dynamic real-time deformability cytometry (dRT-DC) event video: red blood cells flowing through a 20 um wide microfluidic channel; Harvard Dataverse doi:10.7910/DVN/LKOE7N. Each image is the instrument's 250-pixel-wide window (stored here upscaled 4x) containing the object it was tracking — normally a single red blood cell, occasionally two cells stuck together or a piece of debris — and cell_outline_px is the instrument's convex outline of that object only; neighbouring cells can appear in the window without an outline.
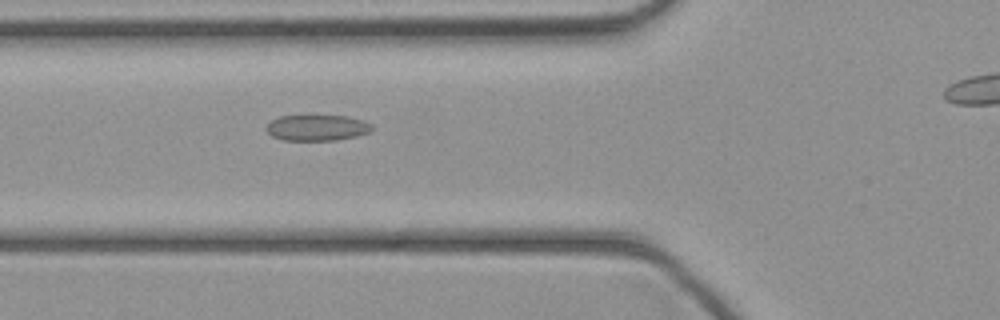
{"species": "common noctule bat (a hibernating species)", "species_latin": "Nyctalus noctula", "temperature_condition": "cold", "stored_images_in_passage": 39, "camera_frame_rate_fps": 3000, "um_per_image_px": 0.085, "animal": {"sex": "female", "body_mass_g": 21.9}, "frame": {"image": 1, "passage_image": 16, "time_ms": 5.0, "image_size_px": [1000, 320], "cell_outline_px": [[376, 128], [372, 132], [356, 136], [336, 140], [284, 140], [272, 136], [268, 132], [268, 124], [272, 120], [280, 116], [348, 116], [364, 120], [372, 124]], "centroid_in_image_um": [27.05, 10.86], "position_along_channel_um": 98.8, "area_um2": 15.95}}
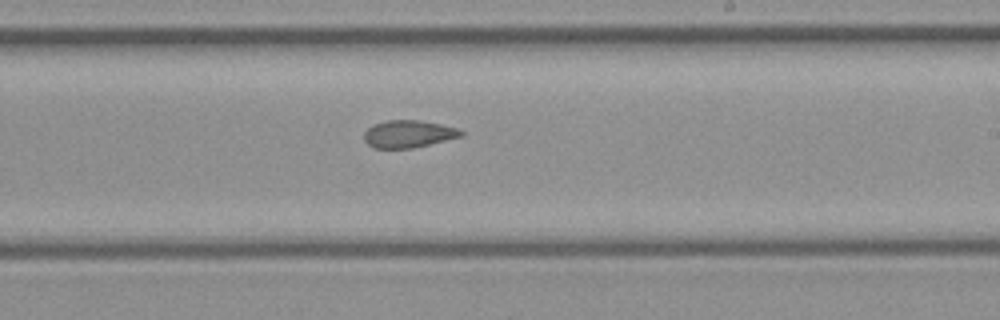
{"frame": {"image": 2, "passage_image": 26, "time_ms": 8.333, "image_size_px": [1000, 320], "cell_outline_px": [[464, 136], [412, 148], [372, 148], [364, 140], [364, 132], [372, 124], [384, 120], [420, 120], [460, 128], [464, 132]], "centroid_in_image_um": [34.72, 11.37], "position_along_channel_um": 254.3, "area_um2": 15.66}}
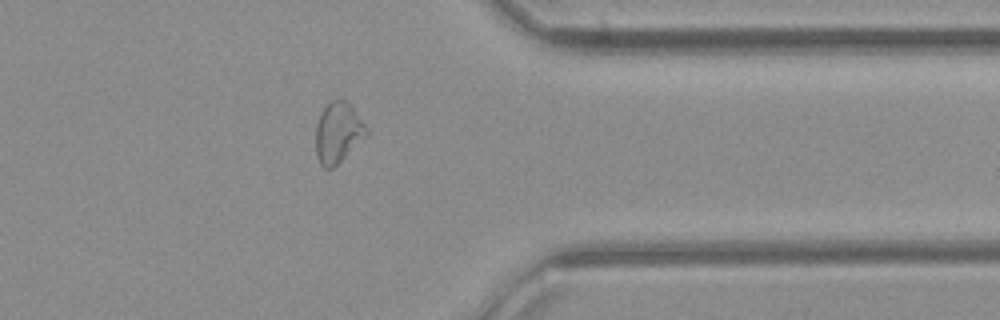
{"frame": {"image": 3, "passage_image": 35, "time_ms": 11.333, "image_size_px": [1000, 320], "cell_outline_px": [[368, 132], [332, 168], [324, 168], [320, 164], [316, 156], [316, 124], [320, 112], [332, 100], [344, 100], [352, 104], [368, 128]], "centroid_in_image_um": [28.71, 11.22], "position_along_channel_um": 382.7, "area_um2": 17.57}}